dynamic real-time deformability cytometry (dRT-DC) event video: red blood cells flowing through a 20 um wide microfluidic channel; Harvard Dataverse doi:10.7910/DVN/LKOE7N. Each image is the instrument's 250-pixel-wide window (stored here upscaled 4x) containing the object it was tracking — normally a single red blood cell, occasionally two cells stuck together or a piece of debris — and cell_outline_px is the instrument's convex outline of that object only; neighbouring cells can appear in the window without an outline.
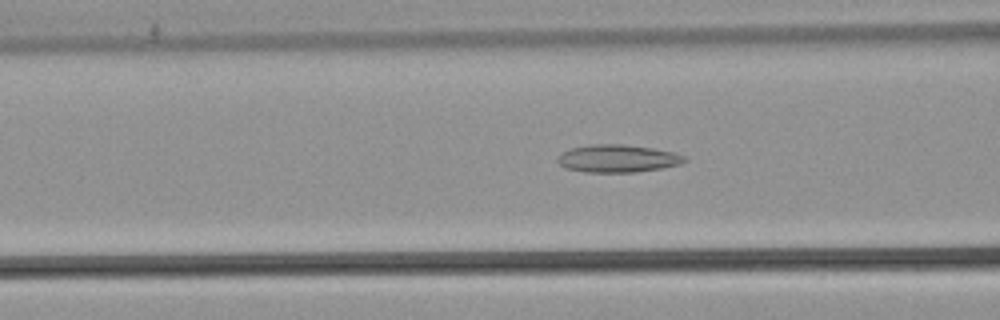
{"species": "common noctule bat (a hibernating species)", "species_latin": "Nyctalus noctula", "temperature_condition": "warm", "stored_images_in_passage": 51, "camera_frame_rate_fps": 3000, "um_per_image_px": 0.085, "animal": {"sex": "male", "body_mass_g": 21.5, "forearm_length_mm": 52.0}, "frame": {"image": 1, "passage_image": 19, "time_ms": 6.0, "image_size_px": [1000, 320], "cell_outline_px": [[688, 160], [680, 164], [660, 168], [636, 172], [584, 172], [564, 168], [556, 160], [556, 156], [572, 148], [592, 144], [624, 144], [652, 148], [676, 152], [688, 156]], "centroid_in_image_um": [52.53, 13.47], "position_along_channel_um": 114.1, "area_um2": 20.63}}
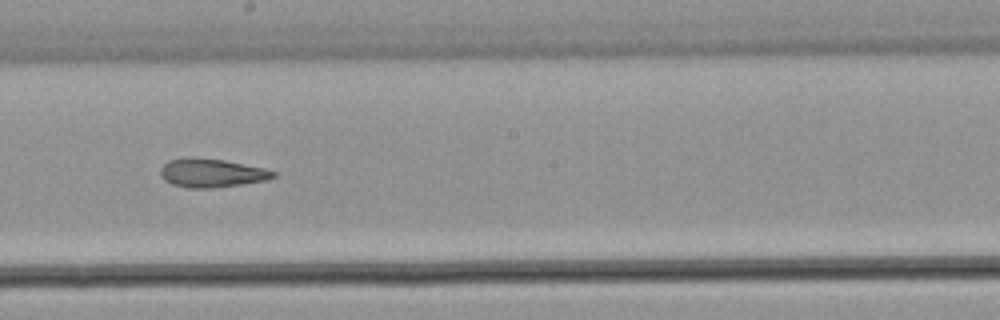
{"frame": {"image": 2, "passage_image": 28, "time_ms": 9.0, "image_size_px": [1000, 320], "cell_outline_px": [[276, 176], [264, 180], [240, 184], [212, 188], [188, 188], [172, 184], [164, 180], [160, 176], [160, 168], [168, 160], [188, 156], [224, 160], [264, 168], [276, 172]], "centroid_in_image_um": [17.92, 14.69], "position_along_channel_um": 230.3, "area_um2": 18.84}}
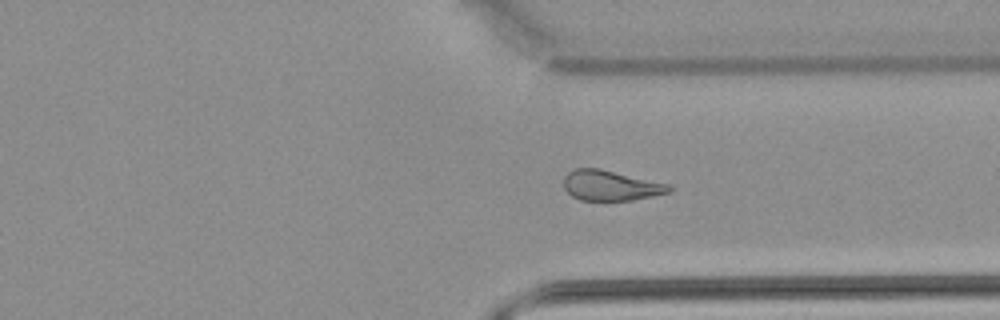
{"frame": {"image": 3, "passage_image": 38, "time_ms": 12.333, "image_size_px": [1000, 320], "cell_outline_px": [[672, 188], [668, 192], [652, 196], [632, 200], [580, 200], [572, 196], [564, 188], [564, 176], [572, 168], [600, 168], [668, 184]], "centroid_in_image_um": [51.85, 15.76], "position_along_channel_um": 359.5, "area_um2": 18.44}, "authors_computed_cell_mechanics": {"area_um2": 19.652, "velocity_mm_per_s": 3.874, "shape_relaxation_time_tau1_ms": null, "shape_relaxation_time_tau2_ms": 4.0633, "deformation_change_tau1": null, "deformation_change_tau2": 0.1383}}